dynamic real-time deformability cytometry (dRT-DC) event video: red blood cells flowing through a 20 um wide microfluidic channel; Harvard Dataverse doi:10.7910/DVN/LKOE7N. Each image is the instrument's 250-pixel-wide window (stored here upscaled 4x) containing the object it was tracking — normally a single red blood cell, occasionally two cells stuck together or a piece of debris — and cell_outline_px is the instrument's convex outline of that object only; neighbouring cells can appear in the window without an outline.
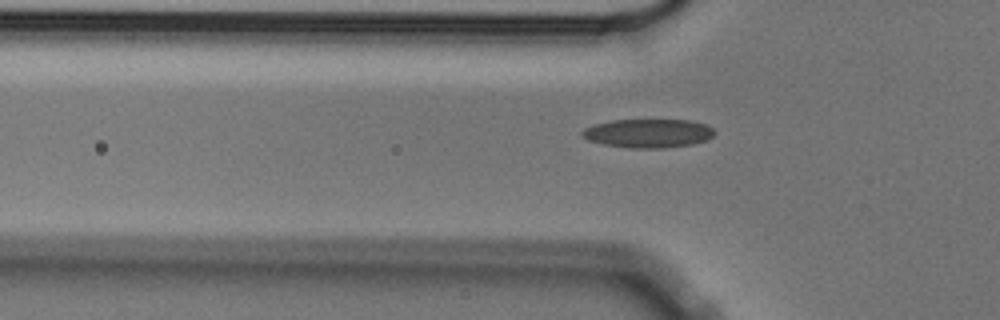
{"species": "Egyptian fruit bat (a non-hibernating species)", "species_latin": "Rousettus aegyptiacus", "temperature_condition": "cold", "stored_images_in_passage": 42, "camera_frame_rate_fps": 3000, "um_per_image_px": 0.085, "animal": {"sex": "male"}, "frame": {"image": 1, "passage_image": 9, "time_ms": 2.667, "image_size_px": [1000, 320], "cell_outline_px": [[716, 132], [708, 140], [692, 144], [664, 148], [628, 148], [604, 144], [588, 140], [580, 132], [584, 128], [596, 124], [612, 120], [692, 120], [708, 124]], "centroid_in_image_um": [55.14, 11.33], "position_along_channel_um": 70.7, "area_um2": 22.25}}
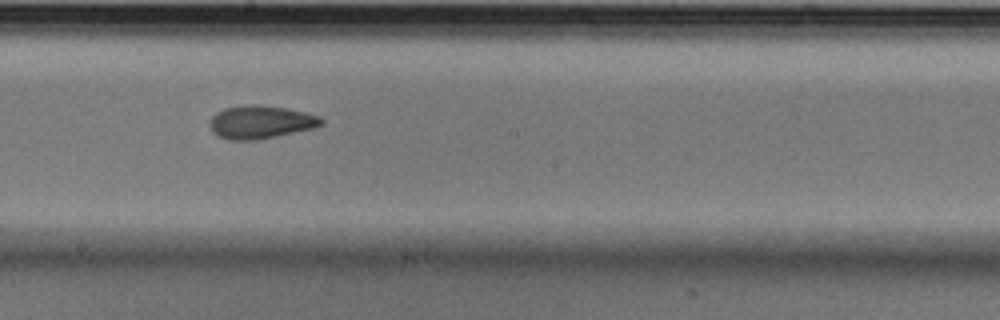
{"frame": {"image": 2, "passage_image": 22, "time_ms": 7.0, "image_size_px": [1000, 320], "cell_outline_px": [[324, 124], [316, 128], [256, 140], [228, 140], [212, 132], [208, 124], [208, 120], [216, 112], [224, 108], [252, 104], [256, 104], [288, 108], [320, 116], [324, 120]], "centroid_in_image_um": [22.16, 10.37], "position_along_channel_um": 226.0, "area_um2": 21.79}}
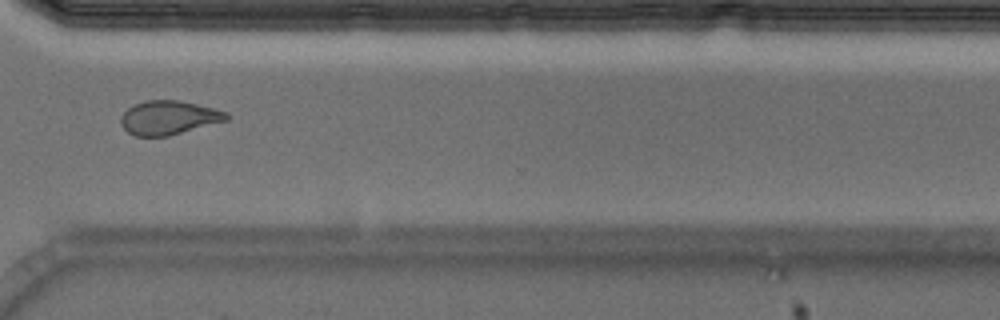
{"frame": {"image": 3, "passage_image": 33, "time_ms": 10.667, "image_size_px": [1000, 320], "cell_outline_px": [[228, 120], [168, 136], [136, 136], [128, 132], [120, 124], [120, 116], [128, 108], [144, 100], [180, 100], [228, 112]], "centroid_in_image_um": [14.32, 10.0], "position_along_channel_um": 356.3, "area_um2": 20.81}, "authors_computed_cell_mechanics": {"area_um2": 21.2704, "velocity_mm_per_s": 3.5573, "shape_relaxation_time_tau1_ms": 5.6199, "shape_relaxation_time_tau2_ms": 2.8542, "deformation_change_tau1": 0.1426, "deformation_change_tau2": 0.0858}}